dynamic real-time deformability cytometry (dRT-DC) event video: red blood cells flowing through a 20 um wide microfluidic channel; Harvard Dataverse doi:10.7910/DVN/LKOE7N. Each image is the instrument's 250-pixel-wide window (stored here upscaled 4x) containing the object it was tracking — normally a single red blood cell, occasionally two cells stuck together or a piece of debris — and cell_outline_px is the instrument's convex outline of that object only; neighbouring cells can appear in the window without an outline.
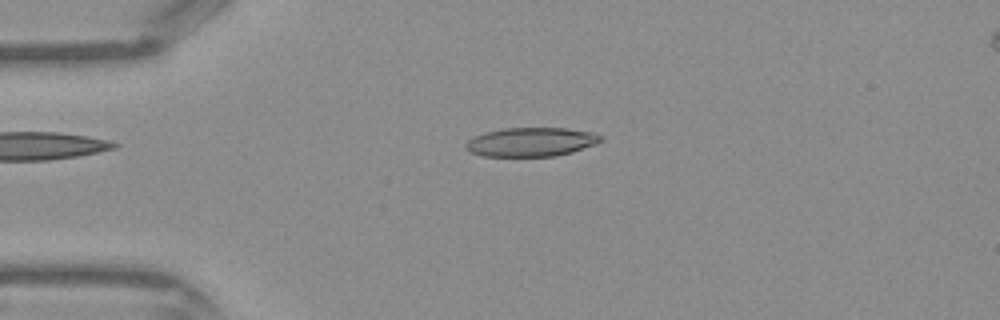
{"species": "Egyptian fruit bat (a non-hibernating species)", "species_latin": "Rousettus aegyptiacus", "temperature_condition": "warm", "stored_images_in_passage": 41, "camera_frame_rate_fps": 3000, "um_per_image_px": 0.085, "frame": {"image": 1, "passage_image": 8, "time_ms": 2.333, "image_size_px": [1000, 320], "cell_outline_px": [[604, 140], [596, 144], [572, 152], [556, 156], [484, 156], [472, 152], [464, 148], [464, 144], [468, 140], [484, 132], [504, 128], [568, 128], [592, 132], [604, 136]], "centroid_in_image_um": [45.18, 12.06], "position_along_channel_um": 39.8, "area_um2": 22.89}}
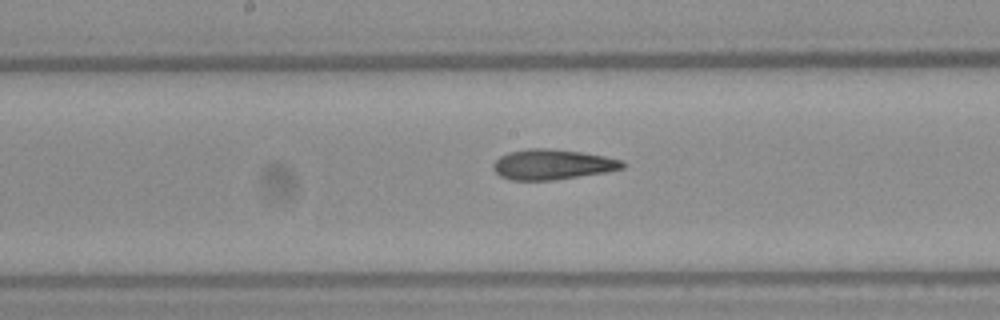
{"frame": {"image": 2, "passage_image": 20, "time_ms": 6.333, "image_size_px": [1000, 320], "cell_outline_px": [[624, 168], [604, 172], [552, 180], [512, 180], [500, 176], [492, 168], [492, 164], [500, 156], [508, 152], [528, 148], [548, 148], [580, 152], [604, 156], [620, 160], [624, 164]], "centroid_in_image_um": [46.89, 13.97], "position_along_channel_um": 201.3, "area_um2": 22.54}}
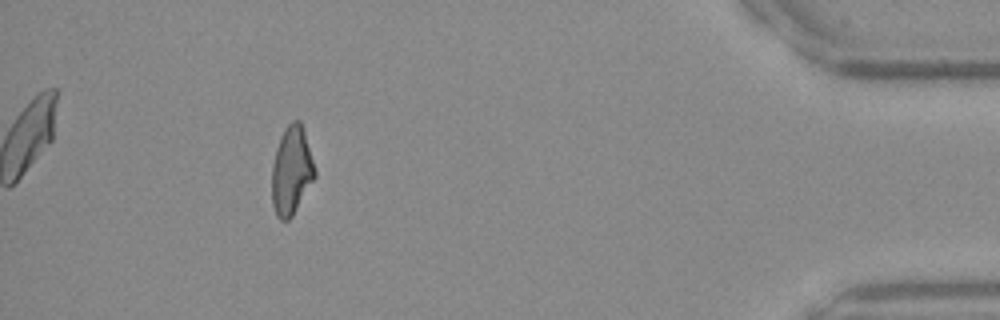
{"frame": {"image": 3, "passage_image": 37, "time_ms": 12.0, "image_size_px": [1000, 320], "cell_outline_px": [[316, 176], [292, 216], [288, 220], [280, 220], [276, 216], [272, 204], [272, 164], [276, 148], [280, 136], [284, 128], [292, 120], [300, 120], [304, 128], [316, 168]], "centroid_in_image_um": [24.78, 14.47], "position_along_channel_um": 410.4, "area_um2": 22.43}}